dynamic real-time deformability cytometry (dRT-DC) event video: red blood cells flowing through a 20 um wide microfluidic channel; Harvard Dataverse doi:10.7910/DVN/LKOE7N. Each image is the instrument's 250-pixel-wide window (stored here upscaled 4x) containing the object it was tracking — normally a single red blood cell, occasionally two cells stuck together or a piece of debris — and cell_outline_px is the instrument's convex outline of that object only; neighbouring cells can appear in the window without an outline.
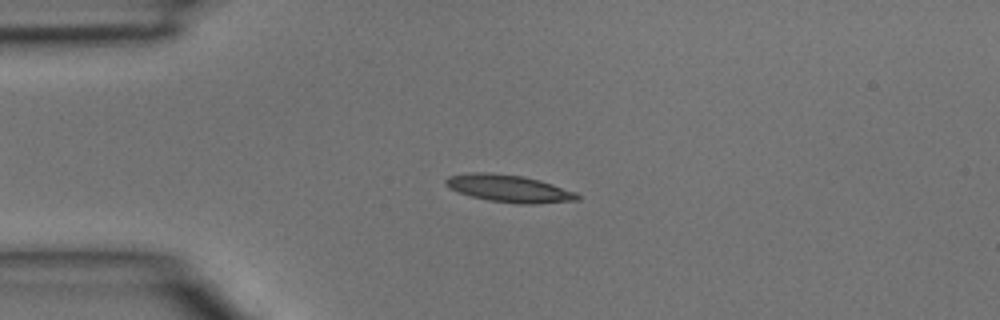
{"species": "common noctule bat (a hibernating species)", "species_latin": "Nyctalus noctula", "temperature_condition": "room temperature", "stored_images_in_passage": 3, "camera_frame_rate_fps": 3000, "um_per_image_px": 0.085, "animal": {"sex": "male", "body_mass_g": 15.6}, "frame": {"image": 1, "passage_image": 3, "time_ms": 0.667, "image_size_px": [1000, 320], "cell_outline_px": [[580, 200], [536, 204], [516, 204], [488, 200], [472, 196], [448, 188], [444, 184], [444, 180], [448, 176], [468, 172], [488, 172], [524, 176], [540, 180], [576, 192], [580, 196]], "centroid_in_image_um": [43.26, 16.02], "position_along_channel_um": 41.7, "area_um2": 21.15}}